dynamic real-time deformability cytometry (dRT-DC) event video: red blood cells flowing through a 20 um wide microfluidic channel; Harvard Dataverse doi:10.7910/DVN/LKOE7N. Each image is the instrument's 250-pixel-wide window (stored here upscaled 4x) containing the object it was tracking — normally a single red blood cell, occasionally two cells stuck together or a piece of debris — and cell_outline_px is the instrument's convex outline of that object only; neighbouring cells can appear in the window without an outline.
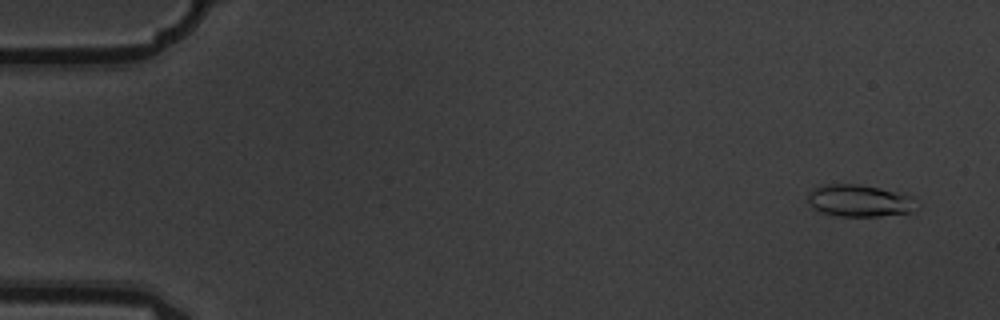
{"species": "common noctule bat (a hibernating species)", "species_latin": "Nyctalus noctula", "temperature_condition": "warm", "stored_images_in_passage": 5, "camera_frame_rate_fps": 3000, "um_per_image_px": 0.085, "animal": {"sex": "male", "body_mass_g": 19.5, "forearm_length_mm": 54.6}, "frame": {"image": 1, "passage_image": 1, "time_ms": 0.0, "image_size_px": [1000, 320], "cell_outline_px": [[920, 208], [912, 212], [880, 216], [836, 216], [820, 212], [808, 204], [808, 192], [812, 188], [828, 184], [856, 184], [880, 188], [912, 196], [920, 200]], "centroid_in_image_um": [73.11, 17.07], "position_along_channel_um": 11.9, "area_um2": 20.75}}